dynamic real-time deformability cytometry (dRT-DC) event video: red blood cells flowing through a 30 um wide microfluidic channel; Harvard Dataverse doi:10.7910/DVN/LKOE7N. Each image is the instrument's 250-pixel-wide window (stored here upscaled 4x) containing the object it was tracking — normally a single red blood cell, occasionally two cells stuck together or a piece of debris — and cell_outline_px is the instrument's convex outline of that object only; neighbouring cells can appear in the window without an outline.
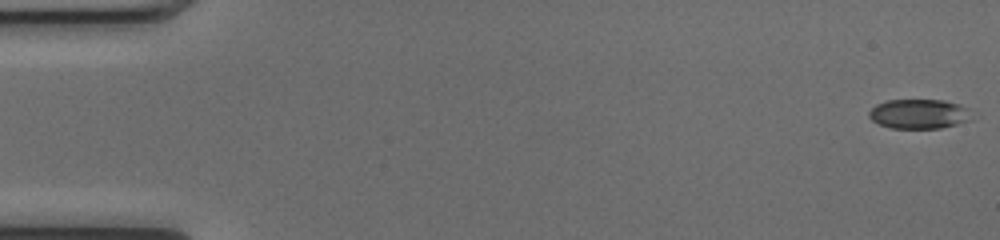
{"species": "common noctule bat (a hibernating species)", "species_latin": "Nyctalus noctula", "temperature_condition": "cold", "stored_images_in_passage": 52, "camera_frame_rate_fps": 3000, "um_per_image_px": 0.085, "animal": {"sex": "female", "body_mass_g": 17.0, "forearm_length_mm": 48.0}, "frame": {"image": 1, "passage_image": 1, "time_ms": 0.0, "image_size_px": [1000, 240], "cell_outline_px": [[972, 120], [940, 128], [892, 128], [880, 124], [872, 120], [868, 116], [868, 112], [876, 104], [888, 100], [944, 100], [960, 104], [968, 108]], "centroid_in_image_um": [78.12, 9.68], "position_along_channel_um": 6.9, "area_um2": 17.69}}
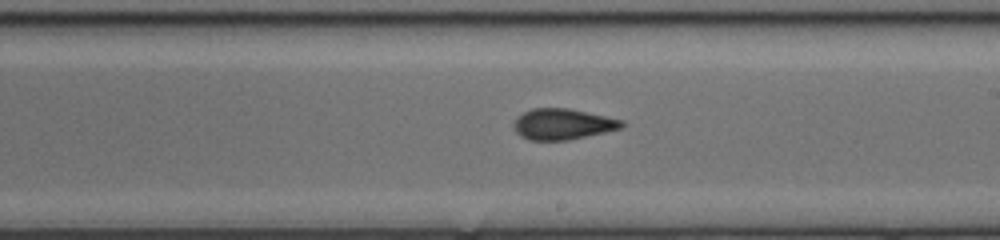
{"frame": {"image": 2, "passage_image": 30, "time_ms": 9.667, "image_size_px": [1000, 240], "cell_outline_px": [[624, 124], [620, 128], [604, 132], [568, 140], [528, 140], [520, 136], [516, 132], [512, 124], [524, 112], [532, 108], [568, 108], [624, 120]], "centroid_in_image_um": [47.81, 10.55], "position_along_channel_um": 241.2, "area_um2": 19.25}}
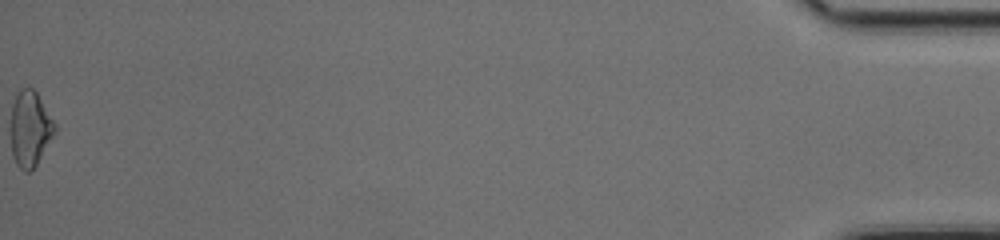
{"frame": {"image": 3, "passage_image": 52, "time_ms": 17.0, "image_size_px": [1000, 240], "cell_outline_px": [[56, 132], [36, 164], [28, 172], [24, 172], [16, 164], [12, 156], [12, 104], [20, 88], [32, 88], [36, 92], [56, 124]], "centroid_in_image_um": [2.57, 10.95], "position_along_channel_um": 432.6, "area_um2": 19.02}, "authors_computed_cell_mechanics": {"area_um2": 19.1607, "velocity_mm_per_s": 4.063, "shape_relaxation_time_tau1_ms": 10.5907, "shape_relaxation_time_tau2_ms": 2.1246, "deformation_change_tau1": 0.2193, "deformation_change_tau2": 0.0616}}